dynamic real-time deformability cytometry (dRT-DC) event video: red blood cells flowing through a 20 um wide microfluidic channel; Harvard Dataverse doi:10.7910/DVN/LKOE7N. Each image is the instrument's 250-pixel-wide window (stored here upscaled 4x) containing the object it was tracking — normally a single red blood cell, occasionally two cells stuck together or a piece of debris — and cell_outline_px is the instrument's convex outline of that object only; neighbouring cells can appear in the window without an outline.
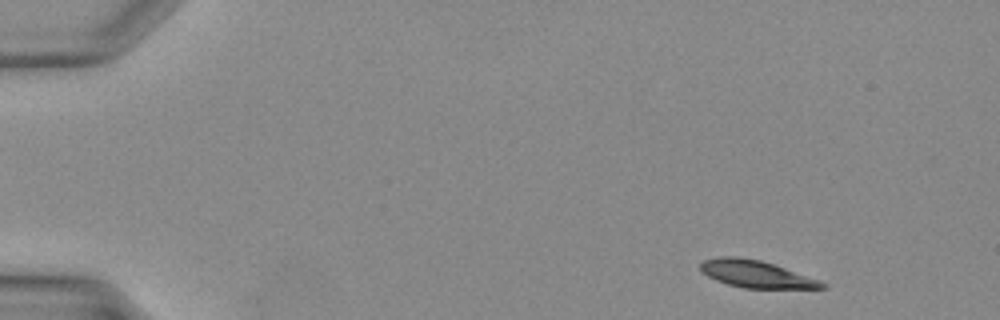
{"species": "Egyptian fruit bat (a non-hibernating species)", "species_latin": "Rousettus aegyptiacus", "temperature_condition": "warm", "stored_images_in_passage": 37, "camera_frame_rate_fps": 3000, "um_per_image_px": 0.085, "animal": {"sex": "female"}, "frame": {"image": 1, "passage_image": 3, "time_ms": 0.667, "image_size_px": [1000, 320], "cell_outline_px": [[828, 284], [824, 288], [744, 288], [728, 284], [716, 280], [708, 276], [700, 268], [700, 264], [704, 260], [720, 256], [736, 256], [760, 260], [820, 280]], "centroid_in_image_um": [64.26, 23.29], "position_along_channel_um": 20.7, "area_um2": 18.96}}
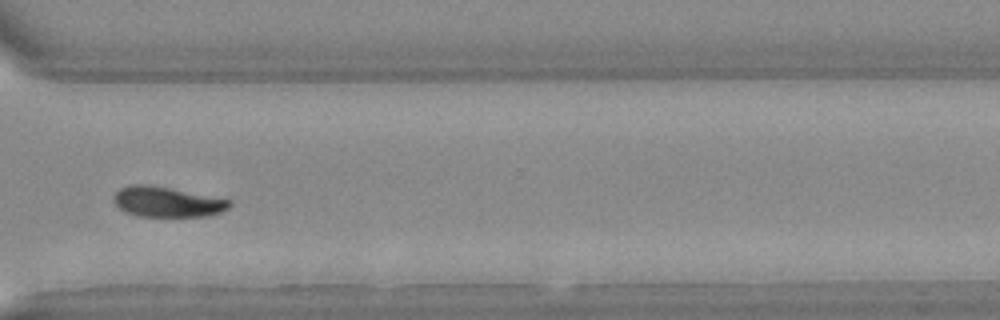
{"frame": {"image": 2, "passage_image": 28, "time_ms": 9.0, "image_size_px": [1000, 320], "cell_outline_px": [[232, 204], [228, 208], [220, 212], [204, 216], [140, 216], [124, 212], [116, 204], [116, 192], [120, 188], [132, 184], [148, 184], [232, 200]], "centroid_in_image_um": [14.22, 17.16], "position_along_channel_um": 356.4, "area_um2": 20.06}}
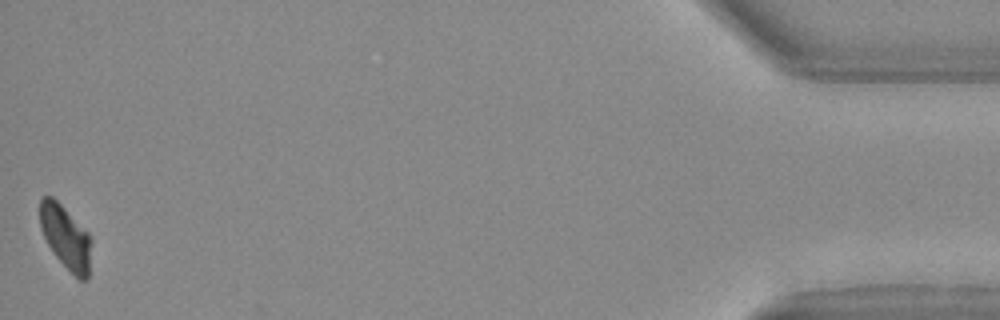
{"frame": {"image": 3, "passage_image": 37, "time_ms": 12.0, "image_size_px": [1000, 320], "cell_outline_px": [[92, 240], [88, 280], [80, 280], [56, 256], [48, 244], [40, 228], [40, 196], [52, 196], [88, 232]], "centroid_in_image_um": [5.59, 20.15], "position_along_channel_um": 429.6, "area_um2": 18.79}}